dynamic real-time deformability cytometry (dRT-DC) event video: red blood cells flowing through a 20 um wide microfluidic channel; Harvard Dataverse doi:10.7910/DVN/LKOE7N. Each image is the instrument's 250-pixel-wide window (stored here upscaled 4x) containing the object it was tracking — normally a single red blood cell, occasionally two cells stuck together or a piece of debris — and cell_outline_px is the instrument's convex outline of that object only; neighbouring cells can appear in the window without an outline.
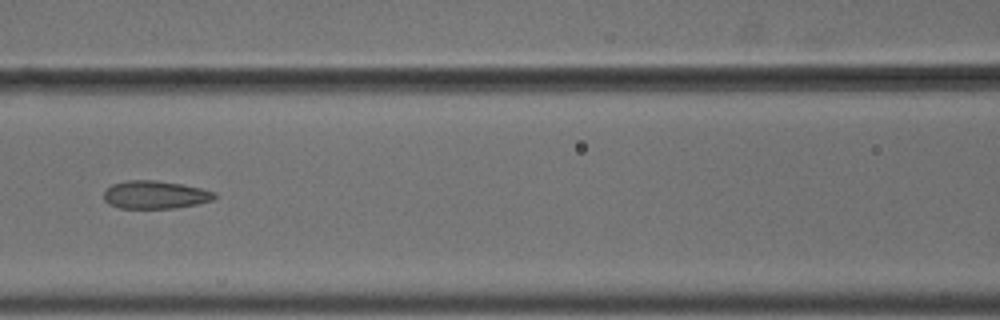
{"species": "common noctule bat (a hibernating species)", "species_latin": "Nyctalus noctula", "temperature_condition": "cold", "stored_images_in_passage": 9, "camera_frame_rate_fps": 3000, "um_per_image_px": 0.085, "animal": {"sex": "male", "body_mass_g": 18.8}, "frame": {"image": 1, "passage_image": 7, "time_ms": 2.0, "image_size_px": [1000, 320], "cell_outline_px": [[216, 196], [212, 200], [196, 204], [172, 208], [120, 208], [108, 204], [104, 200], [104, 192], [112, 184], [128, 180], [156, 180], [180, 184], [200, 188], [216, 192]], "centroid_in_image_um": [13.16, 16.55], "position_along_channel_um": 153.4, "area_um2": 17.92}}
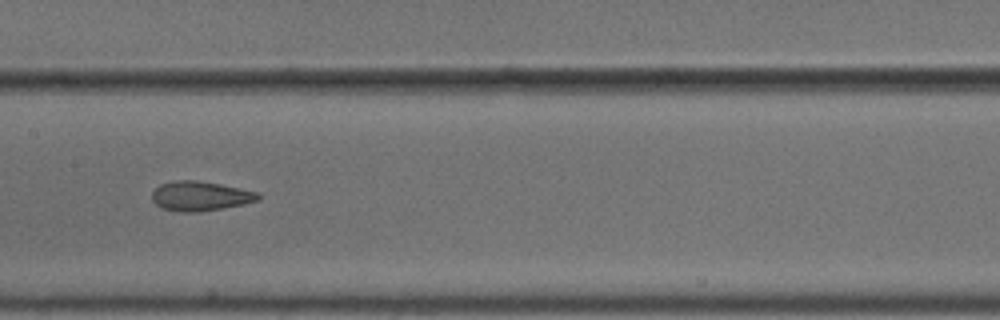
{"frame": {"image": 2, "passage_image": 8, "time_ms": 2.333, "image_size_px": [1000, 320], "cell_outline_px": [[260, 200], [244, 204], [224, 208], [200, 212], [180, 212], [160, 208], [152, 200], [152, 192], [160, 184], [176, 180], [200, 180], [220, 184], [256, 192], [260, 196]], "centroid_in_image_um": [17.0, 16.67], "position_along_channel_um": 190.4, "area_um2": 18.38}}
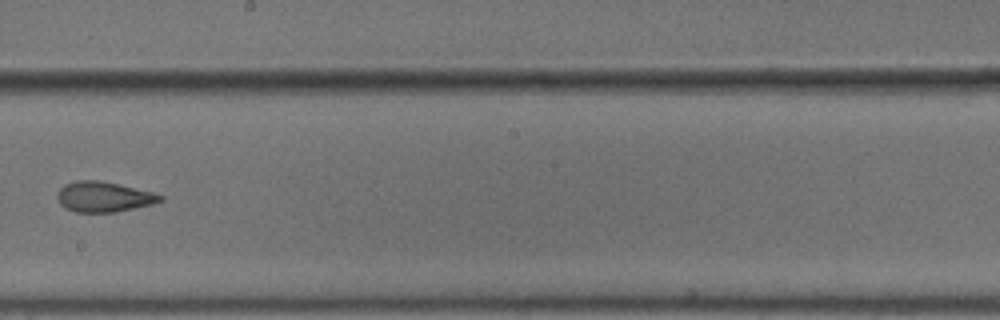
{"frame": {"image": 3, "passage_image": 9, "time_ms": 2.667, "image_size_px": [1000, 320], "cell_outline_px": [[164, 200], [152, 204], [116, 212], [76, 212], [64, 208], [60, 204], [56, 196], [56, 192], [64, 184], [76, 180], [100, 180], [152, 192], [164, 196]], "centroid_in_image_um": [8.78, 16.73], "position_along_channel_um": 239.4, "area_um2": 18.26}}